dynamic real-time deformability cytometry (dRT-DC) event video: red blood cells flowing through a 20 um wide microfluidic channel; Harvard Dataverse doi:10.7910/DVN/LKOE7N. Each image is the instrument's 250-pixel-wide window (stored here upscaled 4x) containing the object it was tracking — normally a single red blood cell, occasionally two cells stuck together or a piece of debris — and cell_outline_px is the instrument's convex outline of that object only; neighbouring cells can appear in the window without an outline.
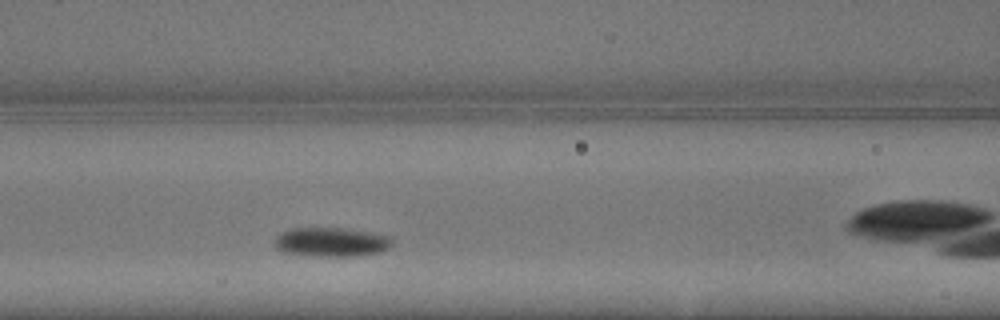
{"species": "common noctule bat (a hibernating species)", "species_latin": "Nyctalus noctula", "temperature_condition": "warm", "stored_images_in_passage": 6, "camera_frame_rate_fps": 3000, "um_per_image_px": 0.085, "animal": {"sex": "male", "body_mass_g": 13.3}, "frame": {"image": 1, "passage_image": 5, "time_ms": 1.333, "image_size_px": [1000, 320], "cell_outline_px": [[392, 244], [388, 248], [380, 252], [360, 256], [312, 256], [280, 252], [276, 248], [276, 236], [292, 228], [344, 228], [372, 232], [388, 236], [392, 240]], "centroid_in_image_um": [28.17, 20.58], "position_along_channel_um": 138.4, "area_um2": 20.06}}